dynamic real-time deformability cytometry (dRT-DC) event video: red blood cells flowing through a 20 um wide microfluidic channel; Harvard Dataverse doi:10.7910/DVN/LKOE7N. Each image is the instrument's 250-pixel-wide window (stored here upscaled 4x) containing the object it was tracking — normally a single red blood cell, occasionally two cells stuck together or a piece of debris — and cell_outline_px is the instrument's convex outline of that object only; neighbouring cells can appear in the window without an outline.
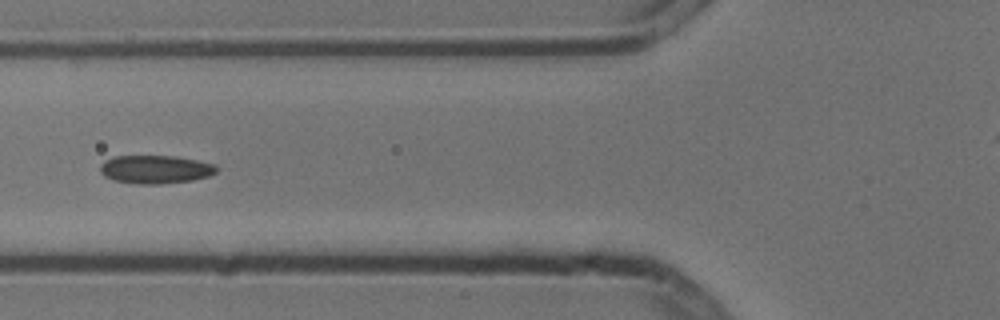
{"species": "common noctule bat (a hibernating species)", "species_latin": "Nyctalus noctula", "temperature_condition": "cold", "stored_images_in_passage": 4, "camera_frame_rate_fps": 3000, "um_per_image_px": 0.085, "animal": {"sex": "male", "body_mass_g": 13.3}, "frame": {"image": 1, "passage_image": 4, "time_ms": 1.0, "image_size_px": [1000, 320], "cell_outline_px": [[216, 172], [208, 176], [192, 180], [160, 184], [140, 184], [112, 180], [104, 176], [100, 172], [100, 164], [104, 160], [116, 156], [176, 156], [216, 164]], "centroid_in_image_um": [13.18, 14.39], "position_along_channel_um": 112.6, "area_um2": 19.19}}